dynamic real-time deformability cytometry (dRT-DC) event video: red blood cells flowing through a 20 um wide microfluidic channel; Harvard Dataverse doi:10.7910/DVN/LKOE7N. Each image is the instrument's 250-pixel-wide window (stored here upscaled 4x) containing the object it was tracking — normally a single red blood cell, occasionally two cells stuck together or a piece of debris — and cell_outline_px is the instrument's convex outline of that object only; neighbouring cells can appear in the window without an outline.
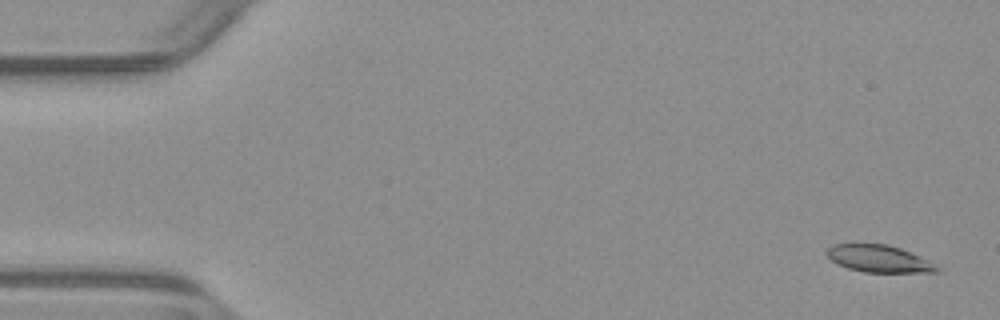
{"species": "common noctule bat (a hibernating species)", "species_latin": "Nyctalus noctula", "temperature_condition": "warm", "stored_images_in_passage": 53, "camera_frame_rate_fps": 3000, "um_per_image_px": 0.085, "animal": {"sex": "male", "body_mass_g": 23.1, "forearm_length_mm": 52.7}, "frame": {"image": 1, "passage_image": 2, "time_ms": 0.333, "image_size_px": [1000, 320], "cell_outline_px": [[940, 272], [864, 272], [848, 268], [836, 264], [824, 252], [832, 244], [888, 244], [900, 248], [940, 268]], "centroid_in_image_um": [74.62, 21.99], "position_along_channel_um": 10.4, "area_um2": 17.05}}
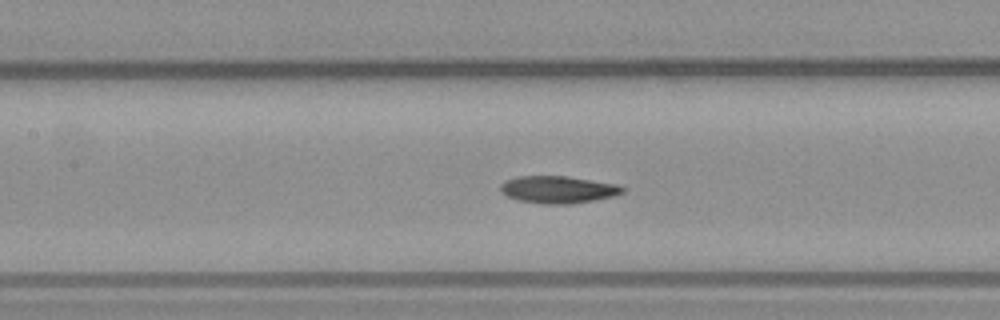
{"frame": {"image": 2, "passage_image": 24, "time_ms": 7.667, "image_size_px": [1000, 320], "cell_outline_px": [[624, 192], [612, 196], [572, 204], [544, 204], [516, 200], [508, 196], [500, 188], [500, 184], [504, 180], [516, 176], [568, 176], [616, 184], [624, 188]], "centroid_in_image_um": [47.4, 16.11], "position_along_channel_um": 160.0, "area_um2": 19.31}}
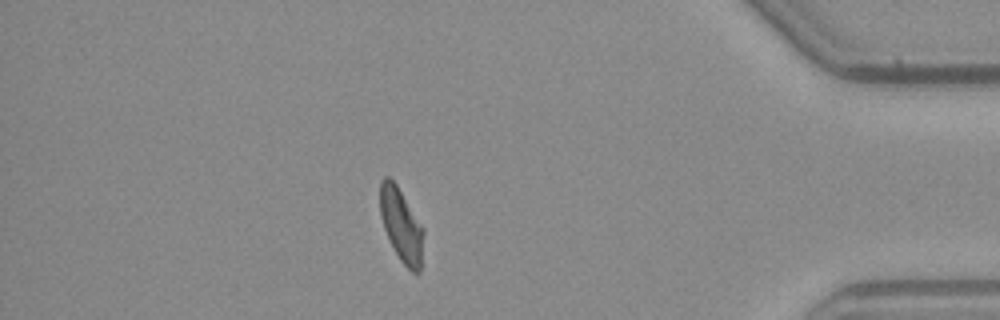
{"frame": {"image": 3, "passage_image": 46, "time_ms": 15.0, "image_size_px": [1000, 320], "cell_outline_px": [[424, 232], [420, 272], [412, 272], [400, 260], [384, 228], [380, 216], [380, 180], [384, 176], [388, 176], [396, 184], [424, 228]], "centroid_in_image_um": [34.11, 19.11], "position_along_channel_um": 401.1, "area_um2": 18.38}, "authors_computed_cell_mechanics": {"area_um2": 18.9584, "velocity_mm_per_s": 3.8849, "shape_relaxation_time_tau1_ms": 4.6463, "shape_relaxation_time_tau2_ms": 2.2791, "deformation_change_tau1": 0.1697, "deformation_change_tau2": 0.0786}}